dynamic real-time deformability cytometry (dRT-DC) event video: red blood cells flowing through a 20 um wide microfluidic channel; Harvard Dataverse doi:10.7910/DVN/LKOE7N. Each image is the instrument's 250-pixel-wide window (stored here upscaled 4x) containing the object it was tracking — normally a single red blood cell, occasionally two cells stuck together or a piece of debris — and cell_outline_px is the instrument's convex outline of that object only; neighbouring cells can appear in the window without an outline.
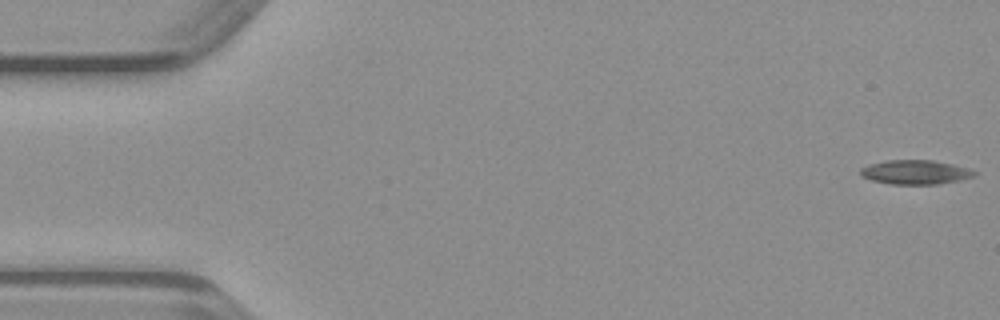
{"species": "common noctule bat (a hibernating species)", "species_latin": "Nyctalus noctula", "temperature_condition": "warm", "stored_images_in_passage": 49, "camera_frame_rate_fps": 3000, "um_per_image_px": 0.085, "animal": {"sex": "male", "body_mass_g": 23.1, "forearm_length_mm": 52.7}, "frame": {"image": 1, "passage_image": 1, "time_ms": 0.0, "image_size_px": [1000, 320], "cell_outline_px": [[976, 172], [972, 176], [960, 180], [936, 184], [892, 184], [872, 180], [860, 176], [860, 168], [868, 164], [888, 160], [932, 160], [952, 164], [968, 168]], "centroid_in_image_um": [77.75, 14.63], "position_along_channel_um": 7.2, "area_um2": 15.95}}
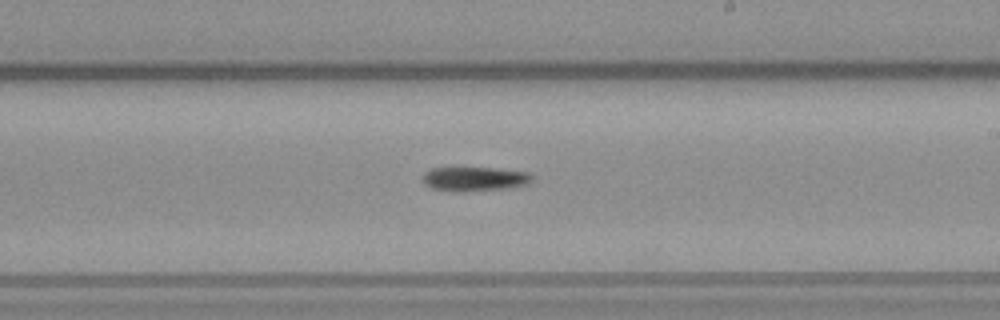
{"frame": {"image": 2, "passage_image": 28, "time_ms": 9.0, "image_size_px": [1000, 320], "cell_outline_px": [[532, 184], [512, 188], [460, 192], [456, 192], [432, 188], [424, 184], [424, 172], [432, 168], [496, 168], [528, 172], [532, 176]], "centroid_in_image_um": [40.4, 15.22], "position_along_channel_um": 248.6, "area_um2": 15.66}}
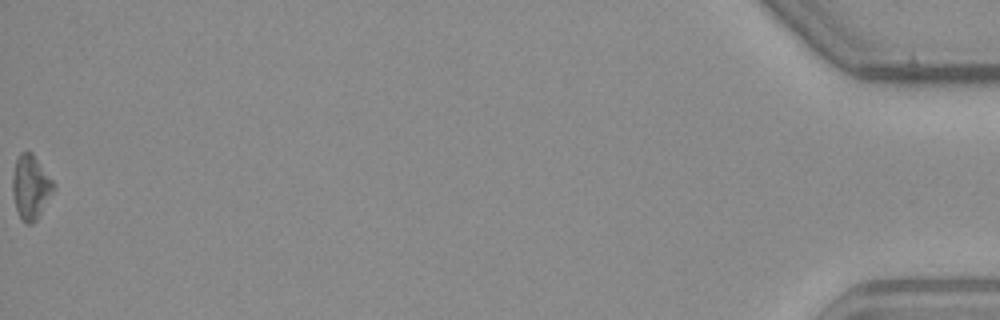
{"frame": {"image": 3, "passage_image": 49, "time_ms": 16.0, "image_size_px": [1000, 320], "cell_outline_px": [[56, 188], [36, 220], [32, 224], [24, 224], [16, 208], [12, 192], [12, 176], [16, 160], [20, 152], [32, 152], [56, 184]], "centroid_in_image_um": [2.62, 15.9], "position_along_channel_um": 432.6, "area_um2": 15.43}}